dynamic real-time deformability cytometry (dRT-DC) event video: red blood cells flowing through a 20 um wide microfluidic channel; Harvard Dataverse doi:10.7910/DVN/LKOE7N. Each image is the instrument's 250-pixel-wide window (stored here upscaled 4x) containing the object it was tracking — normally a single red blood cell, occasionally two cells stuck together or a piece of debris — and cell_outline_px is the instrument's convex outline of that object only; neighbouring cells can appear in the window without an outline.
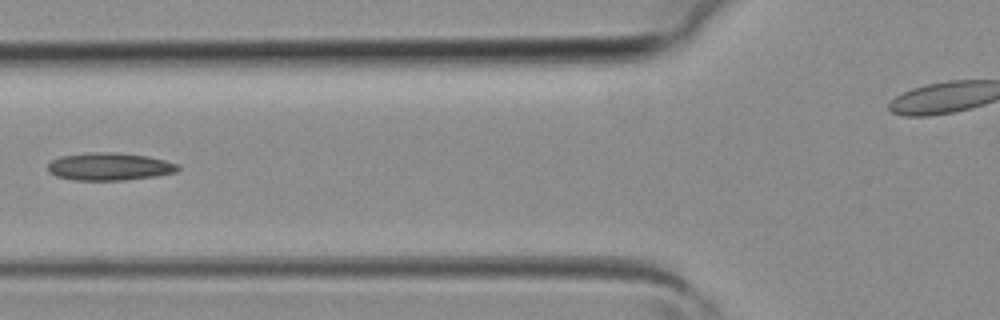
{"species": "common noctule bat (a hibernating species)", "species_latin": "Nyctalus noctula", "temperature_condition": "room temperature", "stored_images_in_passage": 4, "segment_of_instrument_passage": [1, 2], "camera_frame_rate_fps": 3000, "um_per_image_px": 0.085, "animal": {"sex": "female", "body_mass_g": 19.3, "forearm_length_mm": 54.1}, "frame": {"image": 1, "passage_image": 3, "time_ms": 0.667, "image_size_px": [1000, 320], "cell_outline_px": [[180, 168], [176, 172], [156, 176], [124, 180], [76, 180], [56, 176], [48, 172], [48, 164], [52, 160], [60, 156], [88, 152], [116, 152], [148, 156], [180, 164]], "centroid_in_image_um": [9.31, 14.15], "position_along_channel_um": 116.5, "area_um2": 21.1}}